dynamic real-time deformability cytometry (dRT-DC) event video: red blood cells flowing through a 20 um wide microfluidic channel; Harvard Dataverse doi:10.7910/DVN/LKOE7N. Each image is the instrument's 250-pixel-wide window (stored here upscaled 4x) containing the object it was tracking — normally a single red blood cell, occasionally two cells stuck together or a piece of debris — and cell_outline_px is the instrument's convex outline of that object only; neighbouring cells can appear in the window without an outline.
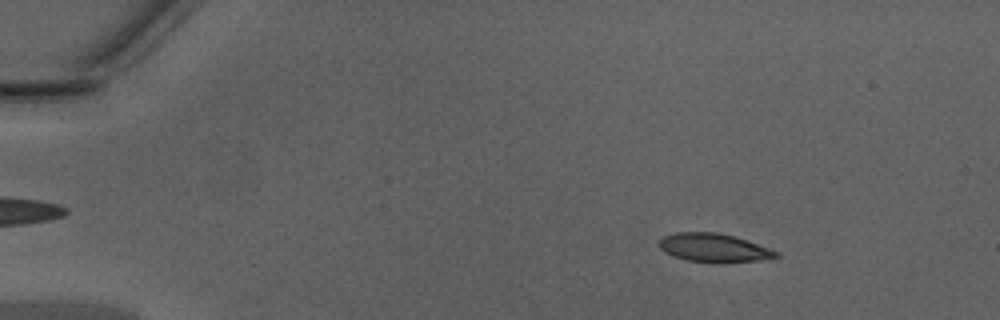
{"species": "Egyptian fruit bat (a non-hibernating species)", "species_latin": "Rousettus aegyptiacus", "temperature_condition": "warm", "stored_images_in_passage": 48, "camera_frame_rate_fps": 3000, "um_per_image_px": 0.085, "animal": {"sex": "male"}, "frame": {"image": 1, "passage_image": 7, "time_ms": 2.0, "image_size_px": [1000, 320], "cell_outline_px": [[780, 256], [768, 260], [720, 264], [688, 260], [672, 256], [664, 252], [660, 248], [660, 240], [664, 236], [676, 232], [716, 232], [732, 236], [780, 252]], "centroid_in_image_um": [60.71, 21.1], "position_along_channel_um": 24.3, "area_um2": 19.65}}
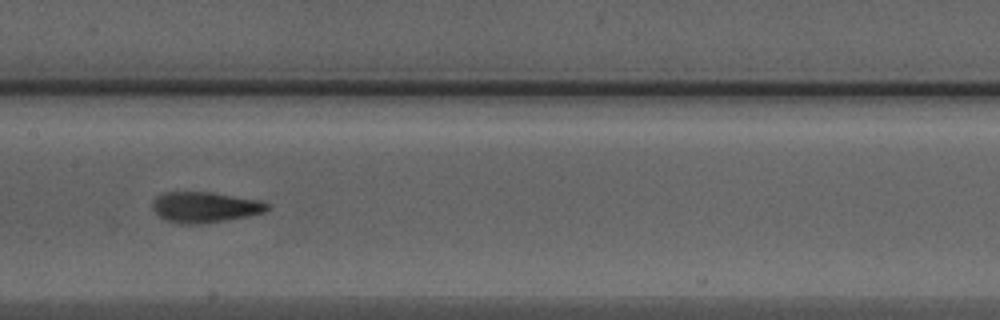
{"frame": {"image": 2, "passage_image": 25, "time_ms": 8.0, "image_size_px": [1000, 320], "cell_outline_px": [[272, 208], [264, 212], [248, 216], [224, 220], [196, 224], [180, 224], [168, 220], [160, 216], [152, 208], [152, 204], [156, 196], [164, 192], [212, 192], [260, 200], [272, 204]], "centroid_in_image_um": [17.47, 17.59], "position_along_channel_um": 189.9, "area_um2": 20.52}}
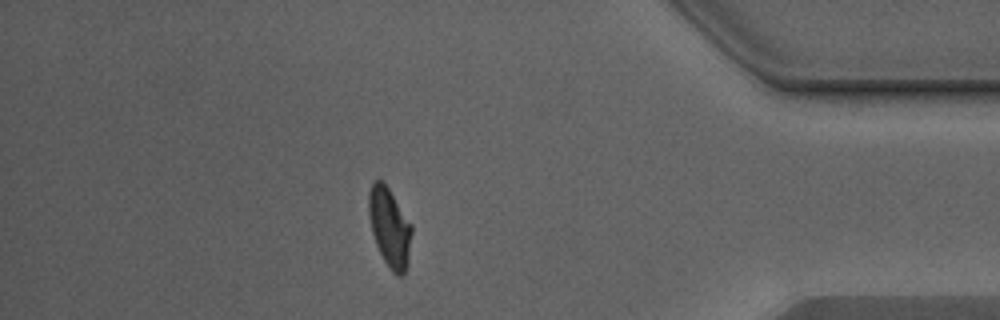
{"frame": {"image": 3, "passage_image": 42, "time_ms": 13.667, "image_size_px": [1000, 320], "cell_outline_px": [[412, 232], [408, 264], [404, 272], [400, 276], [396, 276], [388, 268], [376, 244], [372, 232], [368, 212], [368, 192], [372, 184], [376, 180], [380, 180], [388, 188], [412, 224]], "centroid_in_image_um": [33.12, 19.36], "position_along_channel_um": 402.1, "area_um2": 19.77}, "authors_computed_cell_mechanics": {"area_um2": 19.7676, "velocity_mm_per_s": 4.3515, "shape_relaxation_time_tau1_ms": 5.5765, "shape_relaxation_time_tau2_ms": 1.2531, "deformation_change_tau1": 0.2022, "deformation_change_tau2": 0.0726}}